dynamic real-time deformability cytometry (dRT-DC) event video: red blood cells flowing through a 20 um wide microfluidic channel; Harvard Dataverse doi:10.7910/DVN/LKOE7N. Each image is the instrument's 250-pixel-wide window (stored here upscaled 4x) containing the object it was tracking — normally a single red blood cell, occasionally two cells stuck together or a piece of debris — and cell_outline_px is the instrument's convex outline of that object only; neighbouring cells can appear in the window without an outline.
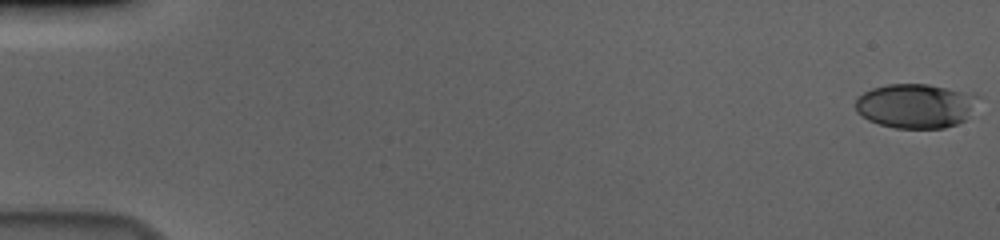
{"species": "human", "species_latin": "Homo sapiens", "temperature_condition": "cold", "stored_images_in_passage": 58, "camera_frame_rate_fps": 3000, "um_per_image_px": 0.085, "donor": {"sex": "male"}, "frame": {"image": 1, "passage_image": 1, "time_ms": 0.0, "image_size_px": [1000, 240], "cell_outline_px": [[980, 96], [968, 116], [964, 120], [956, 124], [944, 128], [896, 128], [880, 124], [868, 120], [856, 112], [856, 96], [872, 88], [888, 84], [928, 84], [976, 92]], "centroid_in_image_um": [77.85, 8.98], "position_along_channel_um": 7.2, "area_um2": 32.08}}
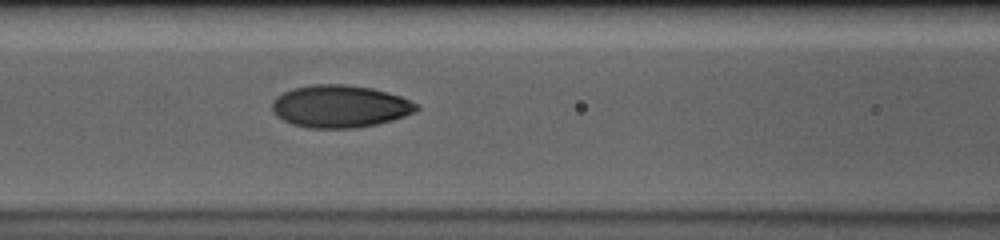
{"frame": {"image": 2, "passage_image": 26, "time_ms": 8.333, "image_size_px": [1000, 240], "cell_outline_px": [[420, 108], [404, 116], [392, 120], [376, 124], [356, 128], [308, 128], [292, 124], [276, 116], [272, 112], [272, 100], [276, 96], [292, 88], [312, 84], [344, 84], [372, 88], [388, 92], [400, 96], [420, 104]], "centroid_in_image_um": [28.88, 9.03], "position_along_channel_um": 137.7, "area_um2": 35.89}}
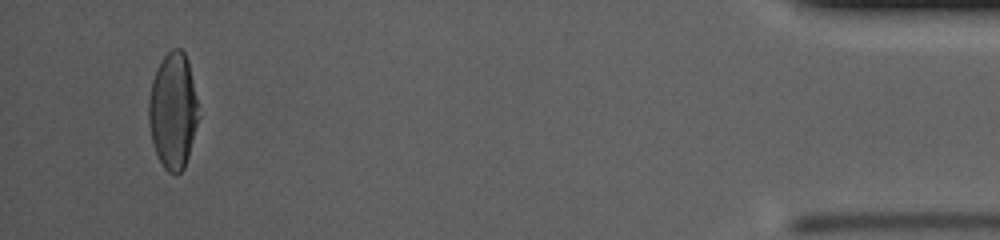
{"frame": {"image": 3, "passage_image": 55, "time_ms": 18.0, "image_size_px": [1000, 240], "cell_outline_px": [[200, 116], [188, 156], [184, 168], [176, 176], [168, 172], [164, 168], [156, 152], [152, 140], [148, 120], [148, 100], [152, 80], [156, 68], [164, 56], [172, 48], [180, 48], [184, 52], [188, 60]], "centroid_in_image_um": [14.7, 9.42], "position_along_channel_um": 420.5, "area_um2": 33.81}}